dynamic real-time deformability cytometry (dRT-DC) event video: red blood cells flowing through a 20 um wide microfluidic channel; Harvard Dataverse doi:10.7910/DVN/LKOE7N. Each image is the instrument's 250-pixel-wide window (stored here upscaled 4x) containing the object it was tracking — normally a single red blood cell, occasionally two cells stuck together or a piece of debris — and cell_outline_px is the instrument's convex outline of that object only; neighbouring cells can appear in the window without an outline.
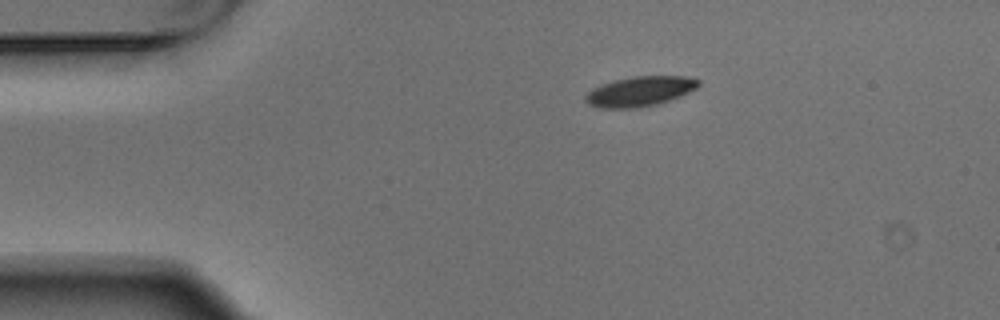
{"species": "Egyptian fruit bat (a non-hibernating species)", "species_latin": "Rousettus aegyptiacus", "temperature_condition": "warm", "stored_images_in_passage": 7, "camera_frame_rate_fps": 3000, "um_per_image_px": 0.085, "animal": {"sex": "male"}, "frame": {"image": 1, "passage_image": 1, "time_ms": 0.0, "image_size_px": [1000, 320], "cell_outline_px": [[700, 84], [696, 88], [688, 92], [668, 100], [656, 104], [636, 108], [600, 108], [588, 104], [584, 100], [584, 96], [592, 88], [616, 80], [632, 76], [684, 76], [700, 80]], "centroid_in_image_um": [54.36, 7.76], "position_along_channel_um": 30.6, "area_um2": 19.48}}
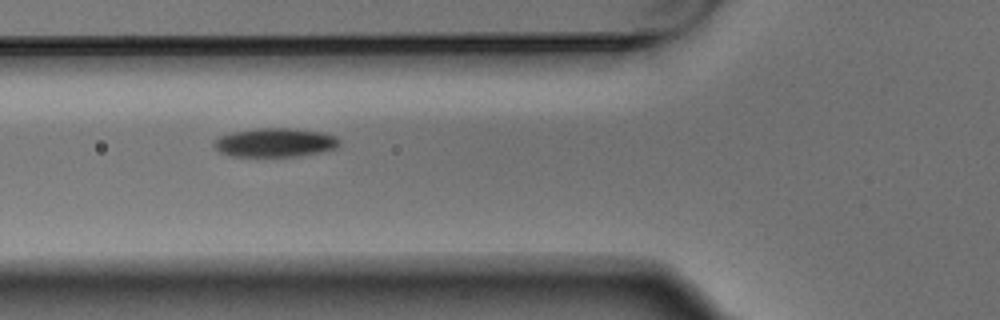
{"frame": {"image": 2, "passage_image": 4, "time_ms": 1.0, "image_size_px": [1000, 320], "cell_outline_px": [[340, 144], [336, 148], [320, 152], [296, 156], [232, 156], [220, 152], [212, 144], [220, 136], [232, 132], [256, 128], [292, 128], [324, 132], [336, 136], [340, 140]], "centroid_in_image_um": [23.41, 12.1], "position_along_channel_um": 102.4, "area_um2": 21.1}}
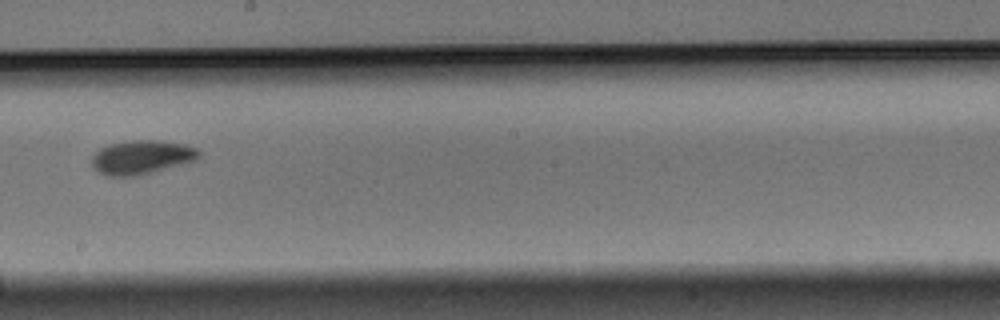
{"frame": {"image": 3, "passage_image": 7, "time_ms": 2.0, "image_size_px": [1000, 320], "cell_outline_px": [[200, 156], [196, 160], [184, 164], [140, 176], [108, 176], [100, 172], [92, 164], [92, 156], [100, 148], [112, 144], [132, 140], [160, 140], [188, 144], [200, 148]], "centroid_in_image_um": [12.13, 13.36], "position_along_channel_um": 236.1, "area_um2": 21.44}}